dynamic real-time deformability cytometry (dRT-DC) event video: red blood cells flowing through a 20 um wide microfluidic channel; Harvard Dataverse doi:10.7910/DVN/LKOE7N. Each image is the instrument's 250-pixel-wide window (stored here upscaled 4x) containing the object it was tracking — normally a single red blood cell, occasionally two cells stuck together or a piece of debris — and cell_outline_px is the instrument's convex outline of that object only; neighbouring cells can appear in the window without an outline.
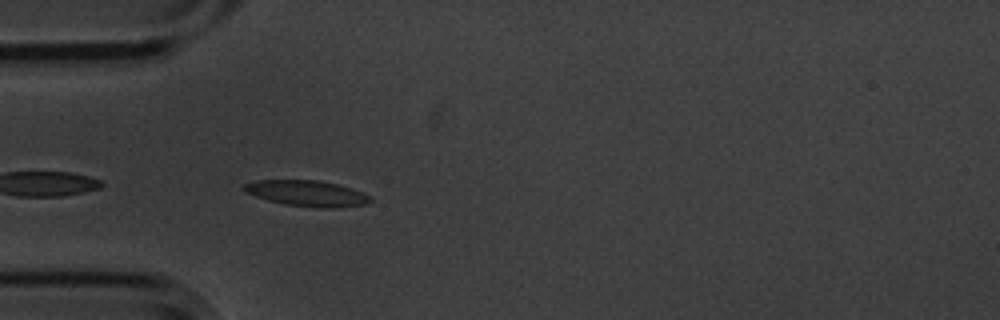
{"species": "common noctule bat (a hibernating species)", "species_latin": "Nyctalus noctula", "temperature_condition": "cold", "stored_images_in_passage": 7, "camera_frame_rate_fps": 3000, "um_per_image_px": 0.085, "animal": {"sex": "male", "body_mass_g": 20.1, "forearm_length_mm": 53.5}, "frame": {"image": 1, "passage_image": 2, "time_ms": 0.333, "image_size_px": [1000, 320], "cell_outline_px": [[372, 200], [368, 204], [332, 208], [328, 208], [284, 204], [268, 200], [244, 192], [244, 184], [256, 180], [316, 180], [336, 184], [352, 188], [372, 196]], "centroid_in_image_um": [26.12, 16.43], "position_along_channel_um": 58.9, "area_um2": 18.9}}